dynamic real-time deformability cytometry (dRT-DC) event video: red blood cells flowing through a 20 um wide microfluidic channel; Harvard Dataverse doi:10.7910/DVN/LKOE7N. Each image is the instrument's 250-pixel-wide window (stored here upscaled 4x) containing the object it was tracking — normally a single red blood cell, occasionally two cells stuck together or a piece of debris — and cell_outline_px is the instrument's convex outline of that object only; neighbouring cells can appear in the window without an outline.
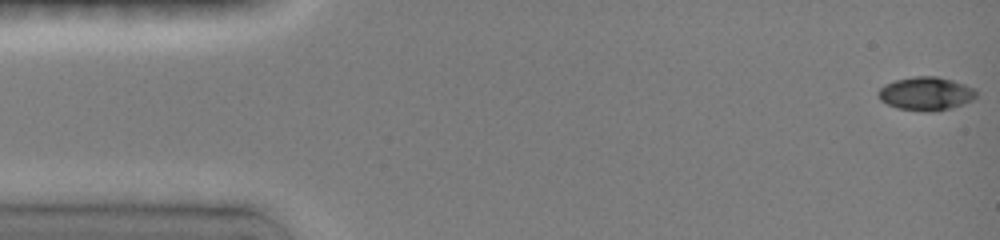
{"species": "common noctule bat (a hibernating species)", "species_latin": "Nyctalus noctula", "temperature_condition": "room temperature", "stored_images_in_passage": 9, "camera_frame_rate_fps": 3000, "um_per_image_px": 0.085, "animal": {"sex": "female", "body_mass_g": 19.0, "forearm_length_mm": 51.5}, "frame": {"image": 1, "passage_image": 1, "time_ms": 0.0, "image_size_px": [1000, 240], "cell_outline_px": [[976, 96], [972, 100], [964, 104], [952, 108], [932, 112], [928, 112], [896, 108], [880, 100], [876, 96], [876, 92], [884, 84], [896, 80], [916, 76], [936, 76], [952, 80], [976, 88]], "centroid_in_image_um": [78.69, 7.96], "position_along_channel_um": 6.3, "area_um2": 19.31}}
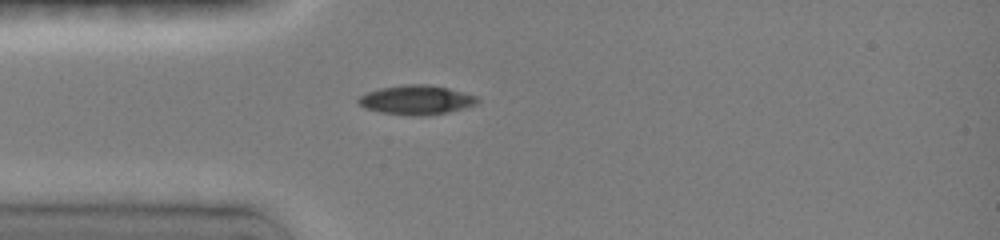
{"frame": {"image": 2, "passage_image": 6, "time_ms": 4.0, "image_size_px": [1000, 240], "cell_outline_px": [[480, 100], [476, 104], [464, 108], [448, 112], [424, 116], [412, 116], [380, 112], [364, 108], [356, 100], [360, 96], [368, 92], [380, 88], [408, 84], [424, 84], [444, 88], [476, 96]], "centroid_in_image_um": [35.36, 8.51], "position_along_channel_um": 49.6, "area_um2": 20.06}}
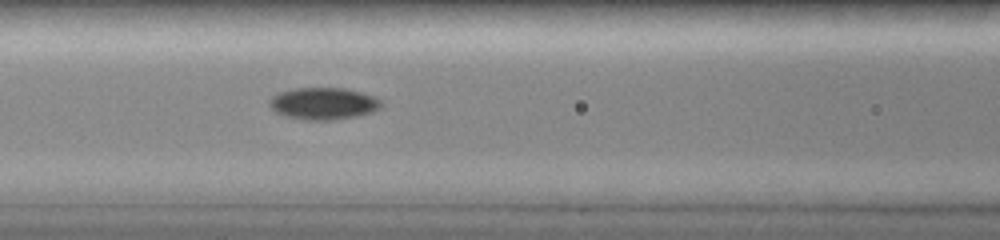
{"frame": {"image": 3, "passage_image": 9, "time_ms": 6.333, "image_size_px": [1000, 240], "cell_outline_px": [[384, 104], [376, 112], [336, 120], [304, 120], [284, 116], [276, 112], [268, 104], [268, 100], [272, 96], [280, 92], [296, 88], [344, 88], [360, 92], [372, 96], [380, 100]], "centroid_in_image_um": [27.5, 8.81], "position_along_channel_um": 139.1, "area_um2": 21.04}}